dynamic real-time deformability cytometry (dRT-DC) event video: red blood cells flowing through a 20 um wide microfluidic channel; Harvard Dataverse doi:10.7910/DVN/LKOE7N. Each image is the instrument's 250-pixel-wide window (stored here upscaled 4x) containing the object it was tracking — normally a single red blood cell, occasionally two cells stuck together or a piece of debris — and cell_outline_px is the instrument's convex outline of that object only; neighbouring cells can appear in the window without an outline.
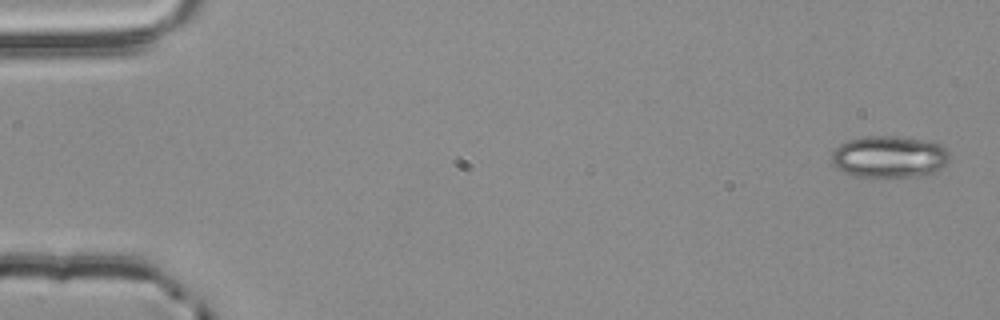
{"species": "common noctule bat (a hibernating species)", "species_latin": "Nyctalus noctula", "temperature_condition": "room temperature", "stored_images_in_passage": 5, "camera_frame_rate_fps": 3000, "um_per_image_px": 0.085, "animal": {"sex": "male", "body_mass_g": 20.4}, "frame": {"image": 1, "passage_image": 1, "time_ms": 0.0, "image_size_px": [1000, 320], "cell_outline_px": [[952, 156], [936, 172], [924, 176], [852, 176], [844, 172], [832, 164], [832, 152], [840, 144], [848, 140], [864, 136], [896, 136], [920, 140], [940, 144], [948, 148]], "centroid_in_image_um": [75.61, 13.32], "position_along_channel_um": 9.4, "area_um2": 28.78}}